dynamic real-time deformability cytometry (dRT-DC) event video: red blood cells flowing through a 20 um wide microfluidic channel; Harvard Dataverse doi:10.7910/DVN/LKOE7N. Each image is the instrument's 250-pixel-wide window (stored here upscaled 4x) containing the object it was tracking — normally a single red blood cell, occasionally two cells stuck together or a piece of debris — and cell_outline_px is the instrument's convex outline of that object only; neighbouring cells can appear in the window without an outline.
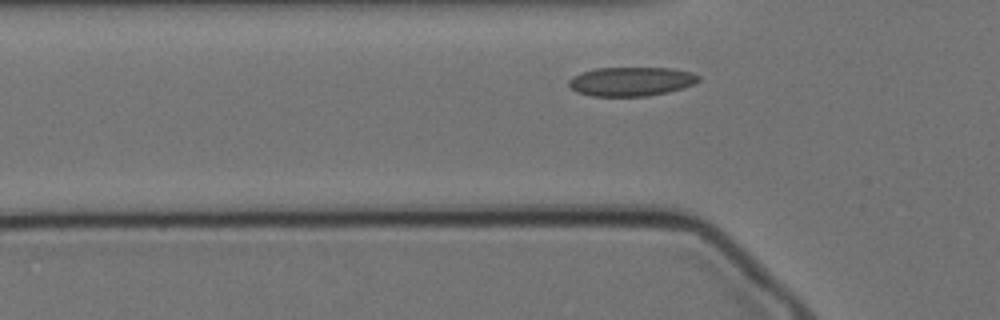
{"species": "Egyptian fruit bat (a non-hibernating species)", "species_latin": "Rousettus aegyptiacus", "temperature_condition": "cold", "stored_images_in_passage": 41, "camera_frame_rate_fps": 3000, "um_per_image_px": 0.085, "animal": {"sex": "female"}, "frame": {"image": 1, "passage_image": 6, "time_ms": 1.667, "image_size_px": [1000, 320], "cell_outline_px": [[700, 80], [684, 88], [668, 92], [648, 96], [592, 96], [576, 92], [568, 84], [568, 80], [572, 76], [580, 72], [596, 68], [672, 68], [692, 72], [700, 76]], "centroid_in_image_um": [53.64, 6.92], "position_along_channel_um": 72.2, "area_um2": 22.14}}
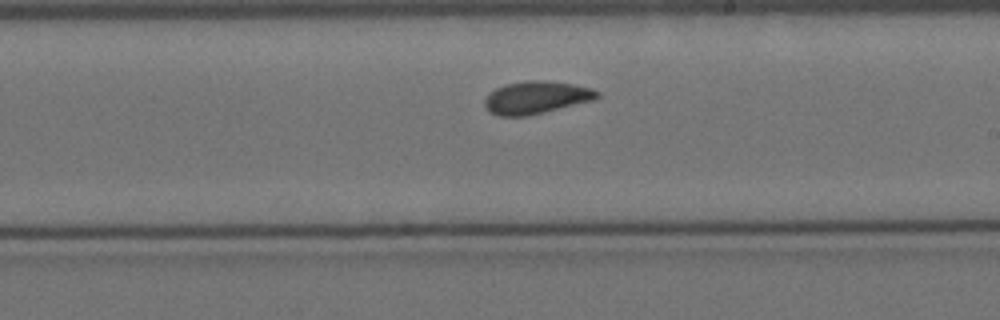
{"frame": {"image": 2, "passage_image": 21, "time_ms": 6.667, "image_size_px": [1000, 320], "cell_outline_px": [[600, 96], [596, 100], [528, 116], [496, 116], [488, 112], [484, 108], [484, 100], [488, 92], [504, 84], [528, 80], [544, 80], [572, 84], [592, 88], [600, 92]], "centroid_in_image_um": [45.56, 8.3], "position_along_channel_um": 243.4, "area_um2": 21.85}}
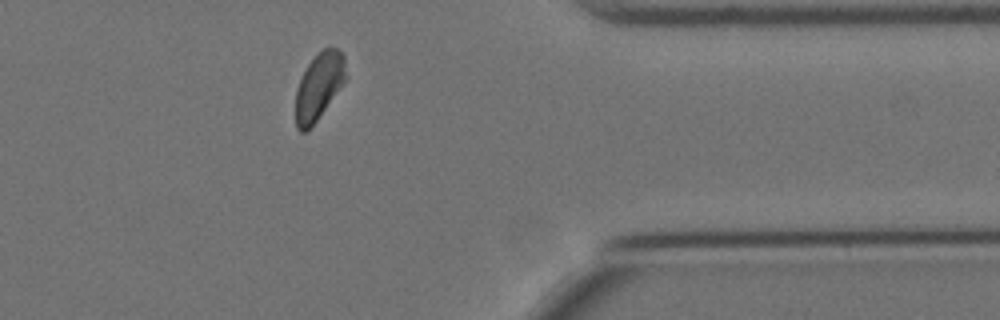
{"frame": {"image": 3, "passage_image": 35, "time_ms": 11.333, "image_size_px": [1000, 320], "cell_outline_px": [[348, 76], [316, 120], [304, 132], [300, 132], [296, 128], [296, 88], [308, 64], [324, 48], [336, 48], [344, 56]], "centroid_in_image_um": [27.11, 7.32], "position_along_channel_um": 384.3, "area_um2": 19.02}}